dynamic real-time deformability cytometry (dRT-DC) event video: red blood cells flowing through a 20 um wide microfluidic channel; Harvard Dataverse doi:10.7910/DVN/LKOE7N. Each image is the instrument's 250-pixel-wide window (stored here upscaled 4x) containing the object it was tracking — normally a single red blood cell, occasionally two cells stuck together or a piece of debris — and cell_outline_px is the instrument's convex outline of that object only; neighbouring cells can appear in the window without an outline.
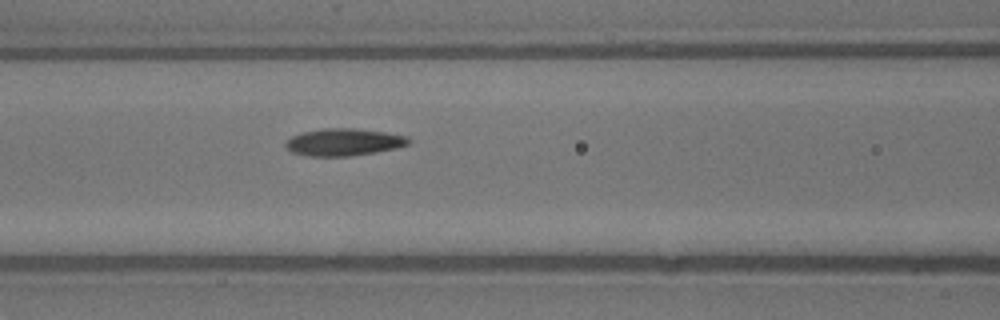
{"species": "common noctule bat (a hibernating species)", "species_latin": "Nyctalus noctula", "temperature_condition": "warm", "stored_images_in_passage": 3, "camera_frame_rate_fps": 3000, "um_per_image_px": 0.085, "animal": {"sex": "male", "body_mass_g": 13.3}, "frame": {"image": 1, "passage_image": 3, "time_ms": 0.667, "image_size_px": [1000, 320], "cell_outline_px": [[408, 144], [376, 152], [348, 156], [308, 156], [292, 152], [284, 144], [292, 136], [304, 132], [324, 128], [356, 128], [384, 132], [408, 136]], "centroid_in_image_um": [29.19, 12.07], "position_along_channel_um": 137.4, "area_um2": 19.19}}